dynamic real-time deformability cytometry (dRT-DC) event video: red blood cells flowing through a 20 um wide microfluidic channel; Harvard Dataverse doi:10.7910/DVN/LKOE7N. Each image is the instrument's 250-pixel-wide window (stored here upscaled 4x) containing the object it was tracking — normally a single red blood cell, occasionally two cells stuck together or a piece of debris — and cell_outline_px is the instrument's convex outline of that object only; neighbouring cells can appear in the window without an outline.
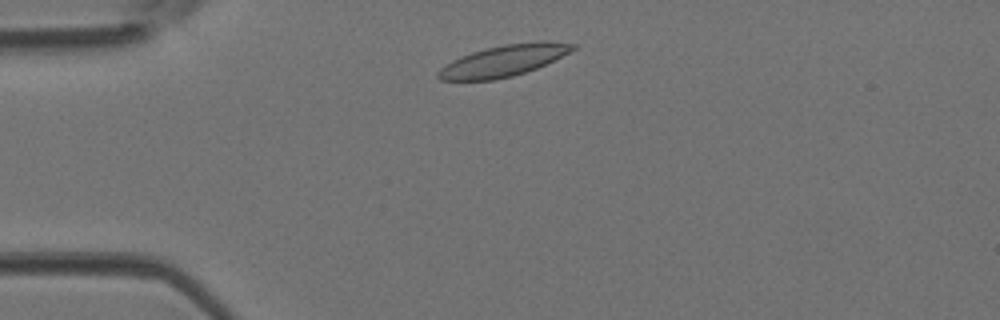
{"species": "Egyptian fruit bat (a non-hibernating species)", "species_latin": "Rousettus aegyptiacus", "temperature_condition": "room temperature", "stored_images_in_passage": 37, "camera_frame_rate_fps": 3000, "um_per_image_px": 0.085, "animal": {"sex": "female"}, "frame": {"image": 1, "passage_image": 3, "time_ms": 0.667, "image_size_px": [1000, 320], "cell_outline_px": [[576, 48], [536, 68], [512, 76], [492, 80], [440, 80], [436, 76], [436, 72], [440, 68], [452, 60], [472, 52], [484, 48], [504, 44], [576, 44]], "centroid_in_image_um": [42.62, 5.22], "position_along_channel_um": 42.4, "area_um2": 23.29}}
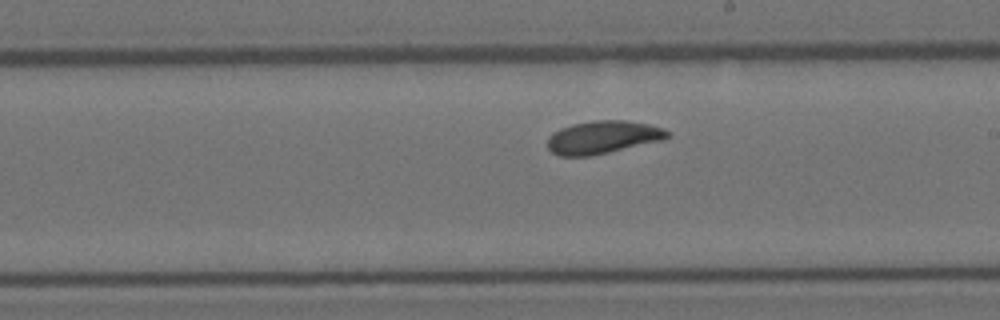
{"frame": {"image": 2, "passage_image": 18, "time_ms": 5.667, "image_size_px": [1000, 320], "cell_outline_px": [[668, 136], [664, 140], [608, 152], [588, 156], [560, 156], [552, 152], [548, 148], [548, 136], [552, 132], [560, 128], [572, 124], [592, 120], [624, 120], [648, 124], [664, 128], [668, 132]], "centroid_in_image_um": [51.22, 11.66], "position_along_channel_um": 237.8, "area_um2": 22.95}}
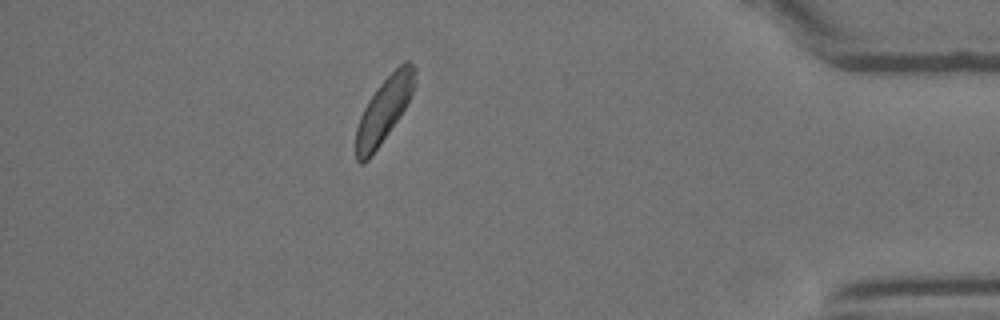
{"frame": {"image": 3, "passage_image": 32, "time_ms": 10.333, "image_size_px": [1000, 320], "cell_outline_px": [[416, 68], [412, 92], [400, 116], [380, 144], [368, 160], [364, 164], [360, 164], [356, 160], [356, 128], [360, 116], [368, 100], [380, 84], [404, 60], [408, 60]], "centroid_in_image_um": [32.61, 9.37], "position_along_channel_um": 402.6, "area_um2": 21.73}}